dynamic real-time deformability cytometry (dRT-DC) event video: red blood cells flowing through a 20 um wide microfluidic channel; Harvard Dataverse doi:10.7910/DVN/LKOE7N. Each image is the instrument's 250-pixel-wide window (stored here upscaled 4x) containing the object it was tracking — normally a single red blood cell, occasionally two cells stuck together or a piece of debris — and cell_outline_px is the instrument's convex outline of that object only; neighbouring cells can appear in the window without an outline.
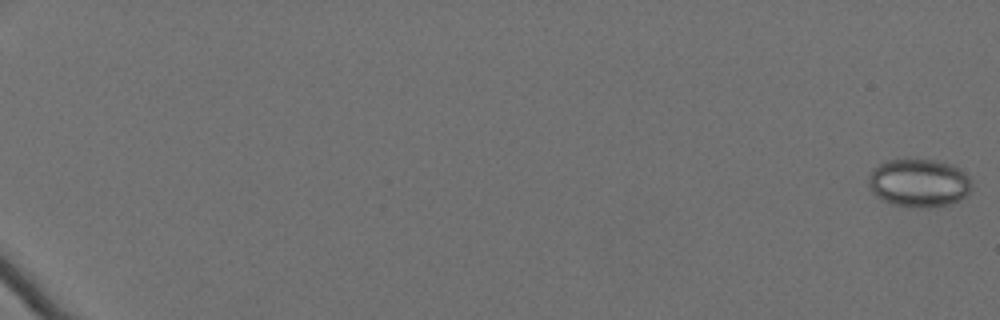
{"species": "Egyptian fruit bat (a non-hibernating species)", "species_latin": "Rousettus aegyptiacus", "temperature_condition": "cold", "stored_images_in_passage": 23, "camera_frame_rate_fps": 3000, "um_per_image_px": 0.085, "animal": {"sex": "female"}, "frame": {"image": 1, "passage_image": 1, "time_ms": 0.0, "image_size_px": [1000, 320], "cell_outline_px": [[972, 184], [968, 192], [964, 196], [948, 204], [928, 208], [912, 208], [892, 204], [876, 196], [868, 188], [868, 176], [872, 168], [888, 160], [936, 160], [952, 164], [960, 168], [972, 180]], "centroid_in_image_um": [78.08, 15.55], "position_along_channel_um": 6.9, "area_um2": 29.13}}